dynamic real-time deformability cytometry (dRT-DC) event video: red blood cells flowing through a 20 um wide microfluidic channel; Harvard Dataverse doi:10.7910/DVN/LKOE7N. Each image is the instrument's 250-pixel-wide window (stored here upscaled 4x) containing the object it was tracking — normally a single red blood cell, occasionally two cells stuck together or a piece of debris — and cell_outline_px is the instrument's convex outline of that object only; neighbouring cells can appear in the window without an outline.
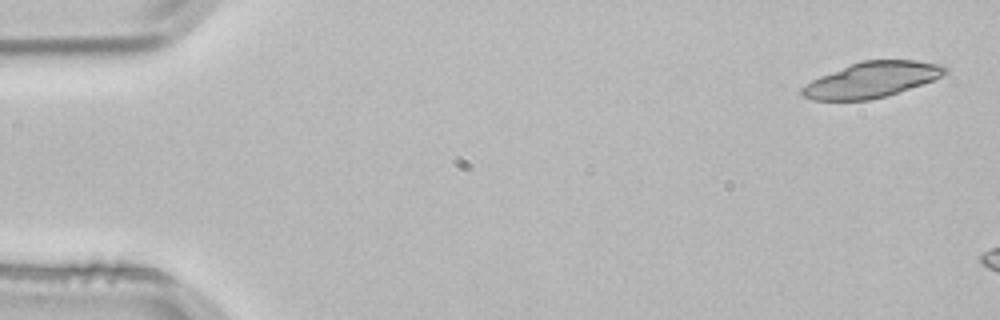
{"species": "common noctule bat (a hibernating species)", "species_latin": "Nyctalus noctula", "temperature_condition": "room temperature", "stored_images_in_passage": 4, "camera_frame_rate_fps": 3000, "um_per_image_px": 0.085, "animal": {"sex": "male", "body_mass_g": 21.5, "forearm_length_mm": 52.0}, "frame": {"image": 1, "passage_image": 1, "time_ms": 0.0, "image_size_px": [1000, 320], "cell_outline_px": [[948, 72], [932, 80], [884, 96], [868, 100], [812, 100], [800, 96], [800, 88], [812, 80], [820, 76], [860, 60], [916, 60], [944, 64], [948, 68]], "centroid_in_image_um": [74.07, 6.77], "position_along_channel_um": 10.9, "area_um2": 29.42}}